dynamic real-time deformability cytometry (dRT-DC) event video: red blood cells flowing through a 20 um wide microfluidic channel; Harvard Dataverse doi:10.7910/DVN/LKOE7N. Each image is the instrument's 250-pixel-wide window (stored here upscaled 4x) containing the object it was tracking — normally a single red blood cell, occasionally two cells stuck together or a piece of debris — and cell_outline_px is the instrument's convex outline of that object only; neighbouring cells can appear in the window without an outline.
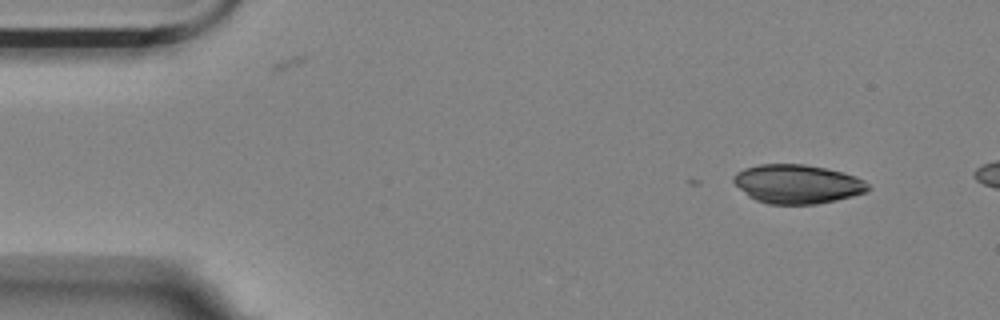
{"species": "Egyptian fruit bat (a non-hibernating species)", "species_latin": "Rousettus aegyptiacus", "temperature_condition": "room temperature", "stored_images_in_passage": 3, "camera_frame_rate_fps": 3000, "um_per_image_px": 0.085, "animal": {"sex": "female"}, "frame": {"image": 1, "passage_image": 1, "time_ms": 0.0, "image_size_px": [1000, 320], "cell_outline_px": [[872, 188], [868, 192], [836, 200], [816, 204], [768, 204], [756, 200], [748, 196], [732, 180], [732, 176], [736, 172], [744, 168], [760, 164], [804, 164], [824, 168], [856, 176], [864, 180]], "centroid_in_image_um": [67.78, 15.64], "position_along_channel_um": 17.2, "area_um2": 30.58}}